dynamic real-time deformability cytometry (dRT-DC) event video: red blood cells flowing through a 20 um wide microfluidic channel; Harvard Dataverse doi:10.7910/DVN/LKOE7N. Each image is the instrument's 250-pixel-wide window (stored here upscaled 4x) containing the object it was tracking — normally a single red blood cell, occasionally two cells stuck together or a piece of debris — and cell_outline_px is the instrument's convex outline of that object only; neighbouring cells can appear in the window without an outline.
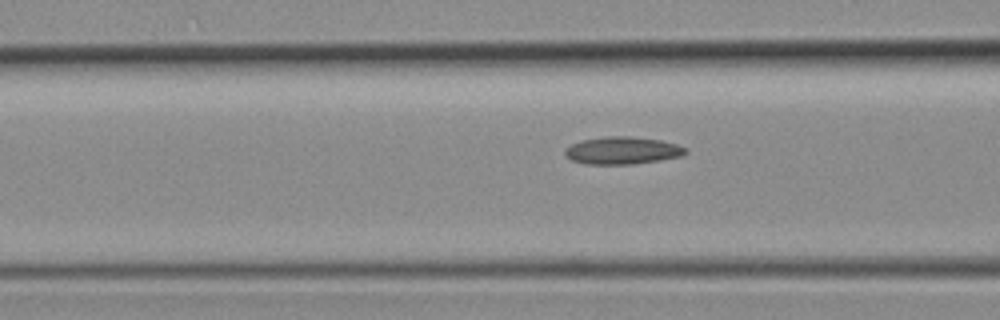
{"species": "common noctule bat (a hibernating species)", "species_latin": "Nyctalus noctula", "temperature_condition": "room temperature", "stored_images_in_passage": 4, "camera_frame_rate_fps": 3000, "um_per_image_px": 0.085, "animal": {"sex": "female", "body_mass_g": 19.3, "forearm_length_mm": 54.1}, "frame": {"image": 1, "passage_image": 4, "time_ms": 1.0, "image_size_px": [1000, 320], "cell_outline_px": [[688, 152], [680, 156], [660, 160], [632, 164], [584, 164], [572, 160], [564, 152], [572, 144], [584, 140], [608, 136], [628, 136], [660, 140], [676, 144], [684, 148]], "centroid_in_image_um": [52.92, 12.8], "position_along_channel_um": 113.7, "area_um2": 18.9}}